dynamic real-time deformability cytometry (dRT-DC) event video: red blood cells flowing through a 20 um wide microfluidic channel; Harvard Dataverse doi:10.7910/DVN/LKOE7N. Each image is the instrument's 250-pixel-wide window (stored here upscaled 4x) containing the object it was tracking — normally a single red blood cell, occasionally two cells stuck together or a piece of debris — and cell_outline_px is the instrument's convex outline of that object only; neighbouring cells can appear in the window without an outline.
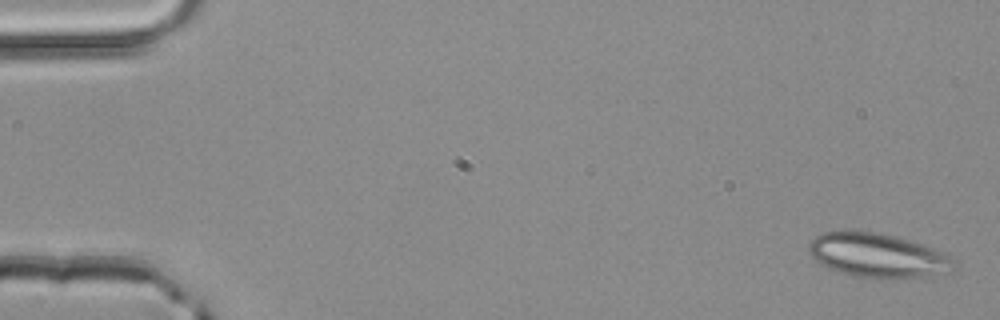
{"species": "common noctule bat (a hibernating species)", "species_latin": "Nyctalus noctula", "temperature_condition": "room temperature", "stored_images_in_passage": 4, "camera_frame_rate_fps": 3000, "um_per_image_px": 0.085, "animal": {"sex": "male", "body_mass_g": 20.4}, "frame": {"image": 1, "passage_image": 4, "time_ms": 1.0, "image_size_px": [1000, 320], "cell_outline_px": [[956, 260], [952, 272], [896, 280], [852, 276], [828, 268], [820, 264], [808, 252], [808, 244], [816, 236], [824, 232], [880, 232], [908, 240], [932, 248]], "centroid_in_image_um": [74.61, 21.75], "position_along_channel_um": 10.4, "area_um2": 37.28}}